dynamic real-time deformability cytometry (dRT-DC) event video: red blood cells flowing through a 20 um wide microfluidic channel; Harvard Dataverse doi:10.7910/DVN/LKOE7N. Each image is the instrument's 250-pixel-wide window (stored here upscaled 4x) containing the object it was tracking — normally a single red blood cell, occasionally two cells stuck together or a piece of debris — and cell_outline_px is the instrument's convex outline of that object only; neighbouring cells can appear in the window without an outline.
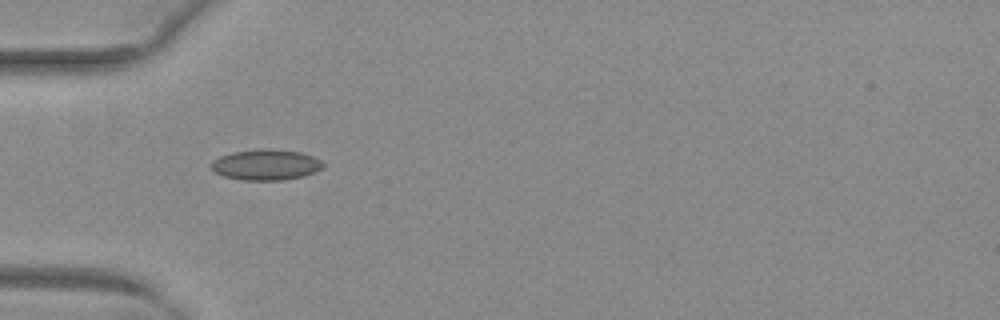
{"species": "common noctule bat (a hibernating species)", "species_latin": "Nyctalus noctula", "temperature_condition": "warm", "stored_images_in_passage": 36, "camera_frame_rate_fps": 3000, "um_per_image_px": 0.085, "animal": {"sex": "female", "body_mass_g": 29.2, "forearm_length_mm": 56.3}, "frame": {"image": 1, "passage_image": 1, "time_ms": 0.0, "image_size_px": [1000, 320], "cell_outline_px": [[324, 168], [316, 172], [304, 176], [284, 180], [240, 180], [224, 176], [216, 172], [208, 164], [212, 160], [220, 156], [232, 152], [264, 148], [272, 148], [300, 152], [312, 156], [320, 160], [324, 164]], "centroid_in_image_um": [22.61, 14.0], "position_along_channel_um": 62.4, "area_um2": 20.29}}
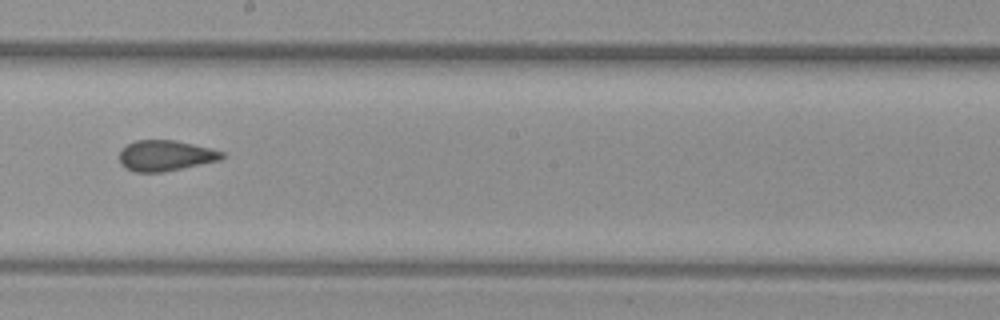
{"frame": {"image": 2, "passage_image": 14, "time_ms": 4.333, "image_size_px": [1000, 320], "cell_outline_px": [[224, 156], [220, 160], [164, 172], [136, 172], [124, 168], [120, 164], [120, 148], [136, 140], [176, 140], [212, 148], [224, 152]], "centroid_in_image_um": [14.06, 13.22], "position_along_channel_um": 234.1, "area_um2": 18.5}}
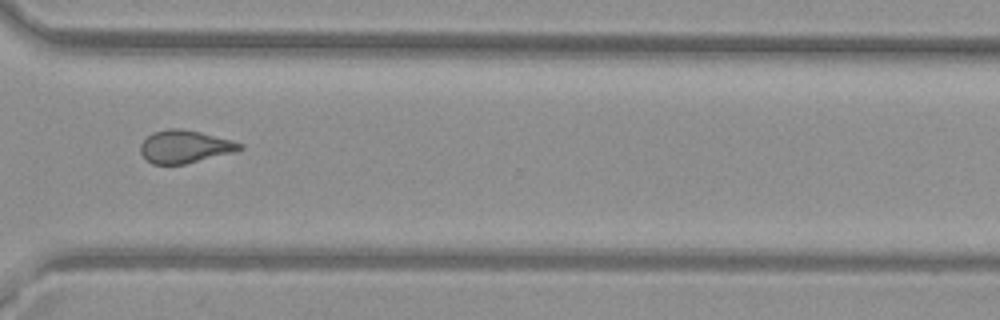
{"frame": {"image": 3, "passage_image": 23, "time_ms": 7.333, "image_size_px": [1000, 320], "cell_outline_px": [[244, 148], [232, 152], [184, 164], [152, 164], [140, 152], [140, 144], [152, 132], [168, 128], [180, 128], [200, 132], [232, 140], [244, 144]], "centroid_in_image_um": [15.7, 12.45], "position_along_channel_um": 354.9, "area_um2": 18.79}, "authors_computed_cell_mechanics": {"area_um2": 19.0451, "velocity_mm_per_s": 4.0251, "shape_relaxation_time_tau1_ms": null, "shape_relaxation_time_tau2_ms": 1.615, "deformation_change_tau1": null, "deformation_change_tau2": 0.0705}}